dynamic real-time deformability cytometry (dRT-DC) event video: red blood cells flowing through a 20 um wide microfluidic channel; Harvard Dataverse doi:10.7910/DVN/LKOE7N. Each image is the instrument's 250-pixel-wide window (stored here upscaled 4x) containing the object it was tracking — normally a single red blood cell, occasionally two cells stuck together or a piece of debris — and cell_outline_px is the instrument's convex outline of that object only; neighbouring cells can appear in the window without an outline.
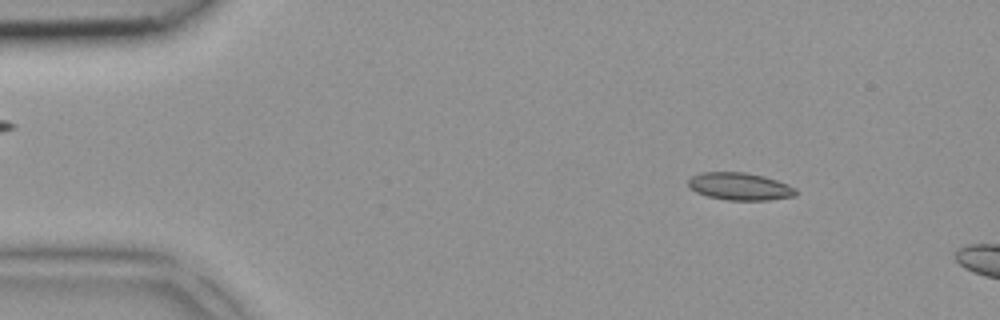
{"species": "common noctule bat (a hibernating species)", "species_latin": "Nyctalus noctula", "temperature_condition": "room temperature", "stored_images_in_passage": 3, "camera_frame_rate_fps": 3000, "um_per_image_px": 0.085, "animal": {"sex": "female", "body_mass_g": 18.4}, "frame": {"image": 1, "passage_image": 1, "time_ms": 0.0, "image_size_px": [1000, 320], "cell_outline_px": [[796, 196], [768, 200], [728, 200], [708, 196], [696, 192], [688, 188], [688, 180], [692, 176], [700, 172], [744, 172], [764, 176], [788, 184], [796, 188]], "centroid_in_image_um": [62.87, 15.84], "position_along_channel_um": 22.1, "area_um2": 17.28}}